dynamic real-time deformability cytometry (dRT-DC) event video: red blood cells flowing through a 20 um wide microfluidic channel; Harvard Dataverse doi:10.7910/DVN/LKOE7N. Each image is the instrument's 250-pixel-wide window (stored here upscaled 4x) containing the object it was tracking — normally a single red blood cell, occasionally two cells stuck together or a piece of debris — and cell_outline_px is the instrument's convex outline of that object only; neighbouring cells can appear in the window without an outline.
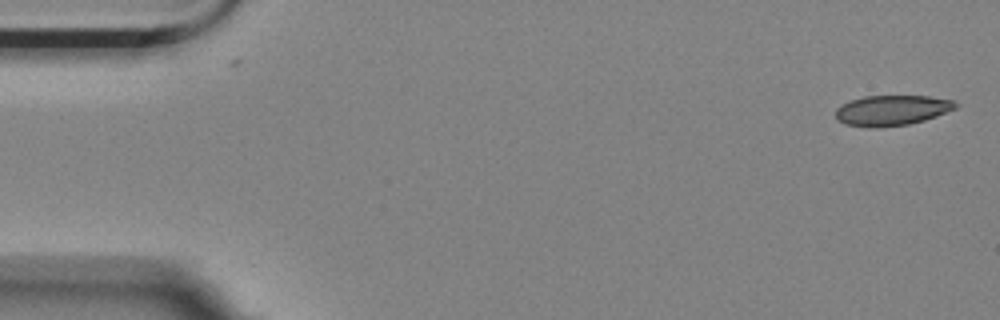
{"species": "Egyptian fruit bat (a non-hibernating species)", "species_latin": "Rousettus aegyptiacus", "temperature_condition": "room temperature", "stored_images_in_passage": 6, "segment_of_instrument_passage": [1, 2], "camera_frame_rate_fps": 3000, "um_per_image_px": 0.085, "animal": {"sex": "female"}, "frame": {"image": 1, "passage_image": 1, "time_ms": 0.0, "image_size_px": [1000, 320], "cell_outline_px": [[960, 104], [956, 108], [936, 116], [924, 120], [908, 124], [876, 128], [868, 128], [844, 124], [836, 116], [836, 108], [840, 104], [864, 96], [928, 96], [952, 100]], "centroid_in_image_um": [75.8, 9.38], "position_along_channel_um": 9.2, "area_um2": 21.21}}